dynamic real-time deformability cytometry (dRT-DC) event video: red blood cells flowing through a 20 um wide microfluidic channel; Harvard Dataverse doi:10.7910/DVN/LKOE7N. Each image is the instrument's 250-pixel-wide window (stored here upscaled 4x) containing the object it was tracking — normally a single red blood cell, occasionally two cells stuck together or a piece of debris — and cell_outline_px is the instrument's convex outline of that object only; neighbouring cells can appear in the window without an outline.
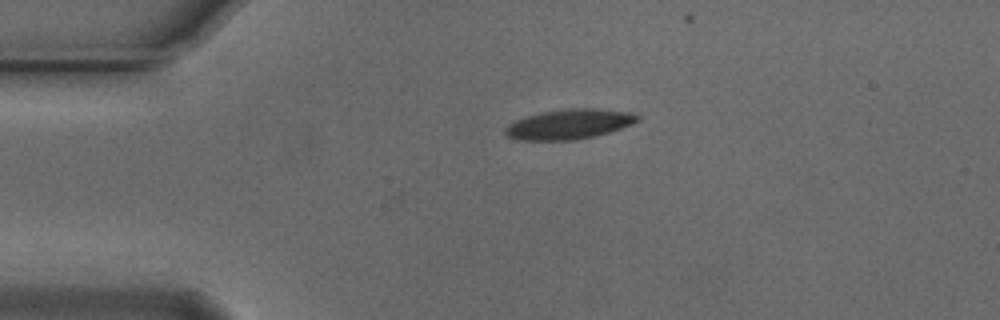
{"species": "Egyptian fruit bat (a non-hibernating species)", "species_latin": "Rousettus aegyptiacus", "temperature_condition": "cold", "stored_images_in_passage": 36, "camera_frame_rate_fps": 3000, "um_per_image_px": 0.085, "animal": {"sex": "male"}, "frame": {"image": 1, "passage_image": 1, "time_ms": 0.0, "image_size_px": [1000, 320], "cell_outline_px": [[640, 120], [632, 124], [596, 136], [572, 140], [520, 140], [508, 136], [504, 132], [504, 128], [512, 120], [540, 112], [568, 108], [596, 108], [628, 112], [640, 116]], "centroid_in_image_um": [48.34, 10.55], "position_along_channel_um": 36.7, "area_um2": 23.18}}
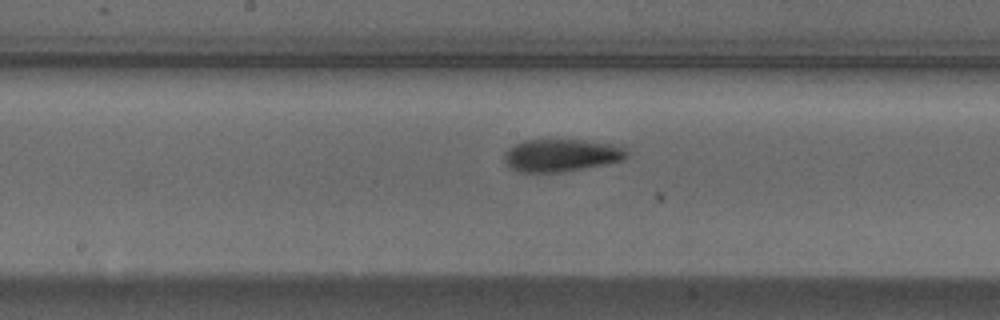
{"frame": {"image": 2, "passage_image": 17, "time_ms": 5.333, "image_size_px": [1000, 320], "cell_outline_px": [[628, 156], [624, 160], [584, 168], [560, 172], [520, 172], [512, 168], [504, 160], [504, 152], [508, 148], [524, 140], [584, 140], [612, 144], [624, 148], [628, 152]], "centroid_in_image_um": [47.71, 13.19], "position_along_channel_um": 200.5, "area_um2": 23.06}}
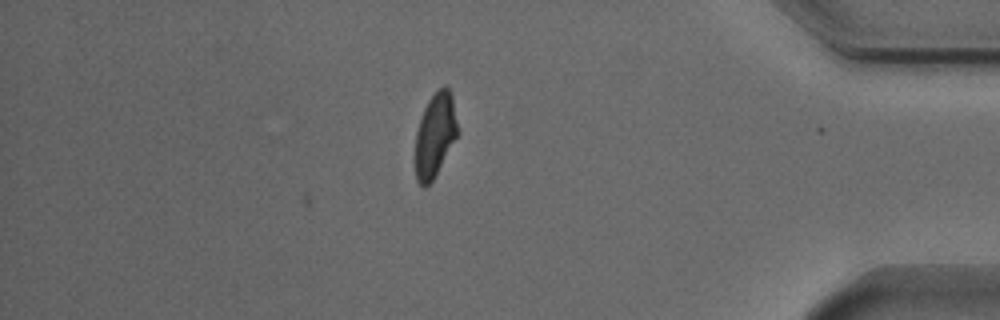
{"frame": {"image": 3, "passage_image": 36, "time_ms": 11.667, "image_size_px": [1000, 320], "cell_outline_px": [[460, 132], [432, 180], [424, 188], [416, 180], [416, 132], [424, 108], [428, 100], [444, 84], [448, 88], [452, 96]], "centroid_in_image_um": [37.01, 11.46], "position_along_channel_um": 398.2, "area_um2": 20.52}, "authors_computed_cell_mechanics": {"area_um2": 23.12, "velocity_mm_per_s": 3.725, "shape_relaxation_time_tau1_ms": 4.0521, "shape_relaxation_time_tau2_ms": 6.1517, "deformation_change_tau1": 0.1465, "deformation_change_tau2": 0.1092}}